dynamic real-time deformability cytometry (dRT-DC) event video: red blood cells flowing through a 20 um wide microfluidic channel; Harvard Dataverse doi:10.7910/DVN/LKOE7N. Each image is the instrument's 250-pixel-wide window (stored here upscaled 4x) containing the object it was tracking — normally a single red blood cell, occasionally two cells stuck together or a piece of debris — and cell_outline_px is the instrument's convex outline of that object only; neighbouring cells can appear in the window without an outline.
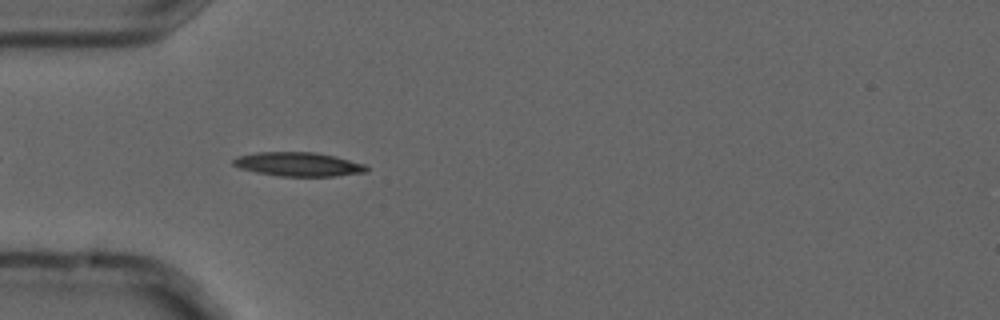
{"species": "common noctule bat (a hibernating species)", "species_latin": "Nyctalus noctula", "temperature_condition": "cold", "stored_images_in_passage": 5, "camera_frame_rate_fps": 3000, "um_per_image_px": 0.085, "animal": {"sex": "male", "forearm_length_mm": 52.5}, "frame": {"image": 1, "passage_image": 4, "time_ms": 1.0, "image_size_px": [1000, 320], "cell_outline_px": [[368, 172], [336, 176], [280, 176], [256, 172], [240, 168], [232, 164], [232, 160], [240, 156], [256, 152], [316, 152], [364, 164], [368, 168]], "centroid_in_image_um": [25.35, 13.96], "position_along_channel_um": 59.6, "area_um2": 18.44}}
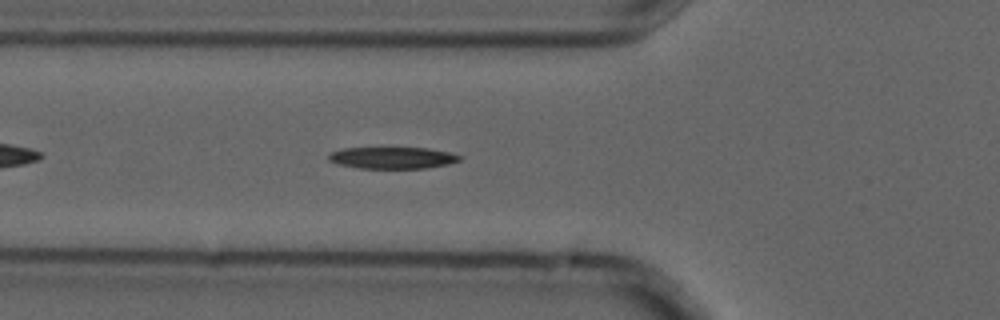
{"frame": {"image": 2, "passage_image": 5, "time_ms": 1.333, "image_size_px": [1000, 320], "cell_outline_px": [[460, 160], [448, 164], [424, 168], [360, 168], [340, 164], [328, 160], [328, 156], [332, 152], [344, 148], [428, 148], [448, 152], [460, 156]], "centroid_in_image_um": [33.35, 13.41], "position_along_channel_um": 92.4, "area_um2": 16.24}}